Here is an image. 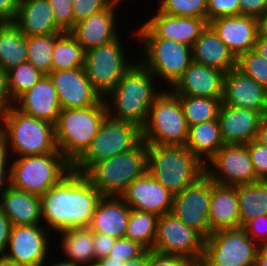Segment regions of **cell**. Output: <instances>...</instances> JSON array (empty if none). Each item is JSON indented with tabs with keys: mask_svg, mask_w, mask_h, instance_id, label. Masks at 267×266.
Masks as SVG:
<instances>
[{
	"mask_svg": "<svg viewBox=\"0 0 267 266\" xmlns=\"http://www.w3.org/2000/svg\"><path fill=\"white\" fill-rule=\"evenodd\" d=\"M101 193L84 174L71 171L41 196L42 221L47 230L89 227Z\"/></svg>",
	"mask_w": 267,
	"mask_h": 266,
	"instance_id": "1",
	"label": "cell"
},
{
	"mask_svg": "<svg viewBox=\"0 0 267 266\" xmlns=\"http://www.w3.org/2000/svg\"><path fill=\"white\" fill-rule=\"evenodd\" d=\"M154 79L155 76L140 61H136L124 73L116 87L103 98L108 116L134 123L142 128L147 121L152 103L161 93L156 89Z\"/></svg>",
	"mask_w": 267,
	"mask_h": 266,
	"instance_id": "2",
	"label": "cell"
},
{
	"mask_svg": "<svg viewBox=\"0 0 267 266\" xmlns=\"http://www.w3.org/2000/svg\"><path fill=\"white\" fill-rule=\"evenodd\" d=\"M147 152V172L173 195L205 174V164L185 146L147 144Z\"/></svg>",
	"mask_w": 267,
	"mask_h": 266,
	"instance_id": "3",
	"label": "cell"
},
{
	"mask_svg": "<svg viewBox=\"0 0 267 266\" xmlns=\"http://www.w3.org/2000/svg\"><path fill=\"white\" fill-rule=\"evenodd\" d=\"M9 154L16 157L60 152L55 138V125L29 116L14 106L0 116Z\"/></svg>",
	"mask_w": 267,
	"mask_h": 266,
	"instance_id": "4",
	"label": "cell"
},
{
	"mask_svg": "<svg viewBox=\"0 0 267 266\" xmlns=\"http://www.w3.org/2000/svg\"><path fill=\"white\" fill-rule=\"evenodd\" d=\"M107 115L103 98L94 106L61 109L55 138L58 150L72 165L90 146Z\"/></svg>",
	"mask_w": 267,
	"mask_h": 266,
	"instance_id": "5",
	"label": "cell"
},
{
	"mask_svg": "<svg viewBox=\"0 0 267 266\" xmlns=\"http://www.w3.org/2000/svg\"><path fill=\"white\" fill-rule=\"evenodd\" d=\"M147 144L142 140L128 152L94 164L84 175L102 196L120 197L137 178L147 173Z\"/></svg>",
	"mask_w": 267,
	"mask_h": 266,
	"instance_id": "6",
	"label": "cell"
},
{
	"mask_svg": "<svg viewBox=\"0 0 267 266\" xmlns=\"http://www.w3.org/2000/svg\"><path fill=\"white\" fill-rule=\"evenodd\" d=\"M10 164V186L43 196L72 171L61 152L16 157Z\"/></svg>",
	"mask_w": 267,
	"mask_h": 266,
	"instance_id": "7",
	"label": "cell"
},
{
	"mask_svg": "<svg viewBox=\"0 0 267 266\" xmlns=\"http://www.w3.org/2000/svg\"><path fill=\"white\" fill-rule=\"evenodd\" d=\"M141 130L146 144L185 146L189 126L179 97L171 89H162L155 98Z\"/></svg>",
	"mask_w": 267,
	"mask_h": 266,
	"instance_id": "8",
	"label": "cell"
},
{
	"mask_svg": "<svg viewBox=\"0 0 267 266\" xmlns=\"http://www.w3.org/2000/svg\"><path fill=\"white\" fill-rule=\"evenodd\" d=\"M141 141L142 130L138 125L107 115L90 146L72 165V170L85 174L94 164L128 152Z\"/></svg>",
	"mask_w": 267,
	"mask_h": 266,
	"instance_id": "9",
	"label": "cell"
},
{
	"mask_svg": "<svg viewBox=\"0 0 267 266\" xmlns=\"http://www.w3.org/2000/svg\"><path fill=\"white\" fill-rule=\"evenodd\" d=\"M144 55L140 63L155 78H161L172 88L193 62L192 47L163 38H137Z\"/></svg>",
	"mask_w": 267,
	"mask_h": 266,
	"instance_id": "10",
	"label": "cell"
},
{
	"mask_svg": "<svg viewBox=\"0 0 267 266\" xmlns=\"http://www.w3.org/2000/svg\"><path fill=\"white\" fill-rule=\"evenodd\" d=\"M260 248L242 228L215 231L205 239L198 266H254Z\"/></svg>",
	"mask_w": 267,
	"mask_h": 266,
	"instance_id": "11",
	"label": "cell"
},
{
	"mask_svg": "<svg viewBox=\"0 0 267 266\" xmlns=\"http://www.w3.org/2000/svg\"><path fill=\"white\" fill-rule=\"evenodd\" d=\"M120 36L85 52L84 70L93 88L104 98L135 63L128 61Z\"/></svg>",
	"mask_w": 267,
	"mask_h": 266,
	"instance_id": "12",
	"label": "cell"
},
{
	"mask_svg": "<svg viewBox=\"0 0 267 266\" xmlns=\"http://www.w3.org/2000/svg\"><path fill=\"white\" fill-rule=\"evenodd\" d=\"M204 243L205 238L200 233L172 213L159 216L153 251L179 256L198 266L203 257Z\"/></svg>",
	"mask_w": 267,
	"mask_h": 266,
	"instance_id": "13",
	"label": "cell"
},
{
	"mask_svg": "<svg viewBox=\"0 0 267 266\" xmlns=\"http://www.w3.org/2000/svg\"><path fill=\"white\" fill-rule=\"evenodd\" d=\"M205 174L216 184L227 186L258 181L245 145L224 144L205 165Z\"/></svg>",
	"mask_w": 267,
	"mask_h": 266,
	"instance_id": "14",
	"label": "cell"
},
{
	"mask_svg": "<svg viewBox=\"0 0 267 266\" xmlns=\"http://www.w3.org/2000/svg\"><path fill=\"white\" fill-rule=\"evenodd\" d=\"M213 180L206 174L181 193L174 195L171 212L205 239L210 236L209 206Z\"/></svg>",
	"mask_w": 267,
	"mask_h": 266,
	"instance_id": "15",
	"label": "cell"
},
{
	"mask_svg": "<svg viewBox=\"0 0 267 266\" xmlns=\"http://www.w3.org/2000/svg\"><path fill=\"white\" fill-rule=\"evenodd\" d=\"M44 227L43 224L12 226L8 251L2 258L19 266H41L46 262L51 244L50 231Z\"/></svg>",
	"mask_w": 267,
	"mask_h": 266,
	"instance_id": "16",
	"label": "cell"
},
{
	"mask_svg": "<svg viewBox=\"0 0 267 266\" xmlns=\"http://www.w3.org/2000/svg\"><path fill=\"white\" fill-rule=\"evenodd\" d=\"M208 25L204 18L172 16L157 9L134 34L136 38L170 39L192 47Z\"/></svg>",
	"mask_w": 267,
	"mask_h": 266,
	"instance_id": "17",
	"label": "cell"
},
{
	"mask_svg": "<svg viewBox=\"0 0 267 266\" xmlns=\"http://www.w3.org/2000/svg\"><path fill=\"white\" fill-rule=\"evenodd\" d=\"M48 75L55 86L61 109L94 106L102 99L88 80L84 67L51 71Z\"/></svg>",
	"mask_w": 267,
	"mask_h": 266,
	"instance_id": "18",
	"label": "cell"
},
{
	"mask_svg": "<svg viewBox=\"0 0 267 266\" xmlns=\"http://www.w3.org/2000/svg\"><path fill=\"white\" fill-rule=\"evenodd\" d=\"M222 104L252 109L267 116V89L237 68L224 74Z\"/></svg>",
	"mask_w": 267,
	"mask_h": 266,
	"instance_id": "19",
	"label": "cell"
},
{
	"mask_svg": "<svg viewBox=\"0 0 267 266\" xmlns=\"http://www.w3.org/2000/svg\"><path fill=\"white\" fill-rule=\"evenodd\" d=\"M120 197L131 209L161 216L171 212L174 195L147 172L135 179Z\"/></svg>",
	"mask_w": 267,
	"mask_h": 266,
	"instance_id": "20",
	"label": "cell"
},
{
	"mask_svg": "<svg viewBox=\"0 0 267 266\" xmlns=\"http://www.w3.org/2000/svg\"><path fill=\"white\" fill-rule=\"evenodd\" d=\"M121 0H114L104 10L92 14L77 23L70 32L81 44L84 51L105 45L119 37L116 29V8L121 6Z\"/></svg>",
	"mask_w": 267,
	"mask_h": 266,
	"instance_id": "21",
	"label": "cell"
},
{
	"mask_svg": "<svg viewBox=\"0 0 267 266\" xmlns=\"http://www.w3.org/2000/svg\"><path fill=\"white\" fill-rule=\"evenodd\" d=\"M265 116L252 109L220 105L218 121L224 144L246 145L254 140Z\"/></svg>",
	"mask_w": 267,
	"mask_h": 266,
	"instance_id": "22",
	"label": "cell"
},
{
	"mask_svg": "<svg viewBox=\"0 0 267 266\" xmlns=\"http://www.w3.org/2000/svg\"><path fill=\"white\" fill-rule=\"evenodd\" d=\"M14 107L29 116L55 125L61 105L49 75H44L32 88L19 95L15 99Z\"/></svg>",
	"mask_w": 267,
	"mask_h": 266,
	"instance_id": "23",
	"label": "cell"
},
{
	"mask_svg": "<svg viewBox=\"0 0 267 266\" xmlns=\"http://www.w3.org/2000/svg\"><path fill=\"white\" fill-rule=\"evenodd\" d=\"M209 26L236 58L254 49L257 19L252 16H228L209 21Z\"/></svg>",
	"mask_w": 267,
	"mask_h": 266,
	"instance_id": "24",
	"label": "cell"
},
{
	"mask_svg": "<svg viewBox=\"0 0 267 266\" xmlns=\"http://www.w3.org/2000/svg\"><path fill=\"white\" fill-rule=\"evenodd\" d=\"M224 74L193 61L171 90L176 95L222 98Z\"/></svg>",
	"mask_w": 267,
	"mask_h": 266,
	"instance_id": "25",
	"label": "cell"
},
{
	"mask_svg": "<svg viewBox=\"0 0 267 266\" xmlns=\"http://www.w3.org/2000/svg\"><path fill=\"white\" fill-rule=\"evenodd\" d=\"M131 208L121 197L102 196L89 228L94 233L120 239L125 237Z\"/></svg>",
	"mask_w": 267,
	"mask_h": 266,
	"instance_id": "26",
	"label": "cell"
},
{
	"mask_svg": "<svg viewBox=\"0 0 267 266\" xmlns=\"http://www.w3.org/2000/svg\"><path fill=\"white\" fill-rule=\"evenodd\" d=\"M13 24L26 37L63 33L48 0H20Z\"/></svg>",
	"mask_w": 267,
	"mask_h": 266,
	"instance_id": "27",
	"label": "cell"
},
{
	"mask_svg": "<svg viewBox=\"0 0 267 266\" xmlns=\"http://www.w3.org/2000/svg\"><path fill=\"white\" fill-rule=\"evenodd\" d=\"M0 210L12 226L41 224V197L24 190L9 186L0 196Z\"/></svg>",
	"mask_w": 267,
	"mask_h": 266,
	"instance_id": "28",
	"label": "cell"
},
{
	"mask_svg": "<svg viewBox=\"0 0 267 266\" xmlns=\"http://www.w3.org/2000/svg\"><path fill=\"white\" fill-rule=\"evenodd\" d=\"M210 234L219 230L239 229L240 212L236 186L213 181L209 206Z\"/></svg>",
	"mask_w": 267,
	"mask_h": 266,
	"instance_id": "29",
	"label": "cell"
},
{
	"mask_svg": "<svg viewBox=\"0 0 267 266\" xmlns=\"http://www.w3.org/2000/svg\"><path fill=\"white\" fill-rule=\"evenodd\" d=\"M193 61L224 73L237 68V58L208 25L192 46Z\"/></svg>",
	"mask_w": 267,
	"mask_h": 266,
	"instance_id": "30",
	"label": "cell"
},
{
	"mask_svg": "<svg viewBox=\"0 0 267 266\" xmlns=\"http://www.w3.org/2000/svg\"><path fill=\"white\" fill-rule=\"evenodd\" d=\"M223 145L218 119L189 127L185 147L203 164L206 165Z\"/></svg>",
	"mask_w": 267,
	"mask_h": 266,
	"instance_id": "31",
	"label": "cell"
},
{
	"mask_svg": "<svg viewBox=\"0 0 267 266\" xmlns=\"http://www.w3.org/2000/svg\"><path fill=\"white\" fill-rule=\"evenodd\" d=\"M61 235V249L67 257L65 261L76 266H85L95 263L92 231L89 227L69 228L57 232Z\"/></svg>",
	"mask_w": 267,
	"mask_h": 266,
	"instance_id": "32",
	"label": "cell"
},
{
	"mask_svg": "<svg viewBox=\"0 0 267 266\" xmlns=\"http://www.w3.org/2000/svg\"><path fill=\"white\" fill-rule=\"evenodd\" d=\"M27 62V37L13 23L0 24V68L5 71Z\"/></svg>",
	"mask_w": 267,
	"mask_h": 266,
	"instance_id": "33",
	"label": "cell"
},
{
	"mask_svg": "<svg viewBox=\"0 0 267 266\" xmlns=\"http://www.w3.org/2000/svg\"><path fill=\"white\" fill-rule=\"evenodd\" d=\"M240 228L248 221L259 216L267 215V181L256 182L236 186Z\"/></svg>",
	"mask_w": 267,
	"mask_h": 266,
	"instance_id": "34",
	"label": "cell"
},
{
	"mask_svg": "<svg viewBox=\"0 0 267 266\" xmlns=\"http://www.w3.org/2000/svg\"><path fill=\"white\" fill-rule=\"evenodd\" d=\"M85 51L70 32L54 34L51 71L83 68Z\"/></svg>",
	"mask_w": 267,
	"mask_h": 266,
	"instance_id": "35",
	"label": "cell"
},
{
	"mask_svg": "<svg viewBox=\"0 0 267 266\" xmlns=\"http://www.w3.org/2000/svg\"><path fill=\"white\" fill-rule=\"evenodd\" d=\"M159 216L152 212L131 209L125 238L153 250Z\"/></svg>",
	"mask_w": 267,
	"mask_h": 266,
	"instance_id": "36",
	"label": "cell"
},
{
	"mask_svg": "<svg viewBox=\"0 0 267 266\" xmlns=\"http://www.w3.org/2000/svg\"><path fill=\"white\" fill-rule=\"evenodd\" d=\"M177 96L179 97L189 127L218 119L222 98L192 97L187 95Z\"/></svg>",
	"mask_w": 267,
	"mask_h": 266,
	"instance_id": "37",
	"label": "cell"
},
{
	"mask_svg": "<svg viewBox=\"0 0 267 266\" xmlns=\"http://www.w3.org/2000/svg\"><path fill=\"white\" fill-rule=\"evenodd\" d=\"M54 34L27 37V62L44 75L51 72Z\"/></svg>",
	"mask_w": 267,
	"mask_h": 266,
	"instance_id": "38",
	"label": "cell"
},
{
	"mask_svg": "<svg viewBox=\"0 0 267 266\" xmlns=\"http://www.w3.org/2000/svg\"><path fill=\"white\" fill-rule=\"evenodd\" d=\"M43 76L44 74L30 62L21 63L8 70L9 90L13 99L32 88Z\"/></svg>",
	"mask_w": 267,
	"mask_h": 266,
	"instance_id": "39",
	"label": "cell"
},
{
	"mask_svg": "<svg viewBox=\"0 0 267 266\" xmlns=\"http://www.w3.org/2000/svg\"><path fill=\"white\" fill-rule=\"evenodd\" d=\"M159 3L158 10L162 13L207 20V0H162Z\"/></svg>",
	"mask_w": 267,
	"mask_h": 266,
	"instance_id": "40",
	"label": "cell"
},
{
	"mask_svg": "<svg viewBox=\"0 0 267 266\" xmlns=\"http://www.w3.org/2000/svg\"><path fill=\"white\" fill-rule=\"evenodd\" d=\"M237 69L267 89V60L254 49L237 58Z\"/></svg>",
	"mask_w": 267,
	"mask_h": 266,
	"instance_id": "41",
	"label": "cell"
},
{
	"mask_svg": "<svg viewBox=\"0 0 267 266\" xmlns=\"http://www.w3.org/2000/svg\"><path fill=\"white\" fill-rule=\"evenodd\" d=\"M56 26L62 32H71L74 28V16L72 0H48Z\"/></svg>",
	"mask_w": 267,
	"mask_h": 266,
	"instance_id": "42",
	"label": "cell"
},
{
	"mask_svg": "<svg viewBox=\"0 0 267 266\" xmlns=\"http://www.w3.org/2000/svg\"><path fill=\"white\" fill-rule=\"evenodd\" d=\"M250 153L257 180L267 181V146L255 139L245 145Z\"/></svg>",
	"mask_w": 267,
	"mask_h": 266,
	"instance_id": "43",
	"label": "cell"
},
{
	"mask_svg": "<svg viewBox=\"0 0 267 266\" xmlns=\"http://www.w3.org/2000/svg\"><path fill=\"white\" fill-rule=\"evenodd\" d=\"M114 0H72L75 23L107 8Z\"/></svg>",
	"mask_w": 267,
	"mask_h": 266,
	"instance_id": "44",
	"label": "cell"
},
{
	"mask_svg": "<svg viewBox=\"0 0 267 266\" xmlns=\"http://www.w3.org/2000/svg\"><path fill=\"white\" fill-rule=\"evenodd\" d=\"M145 250L139 243L124 237L117 239L108 257L125 262L140 256Z\"/></svg>",
	"mask_w": 267,
	"mask_h": 266,
	"instance_id": "45",
	"label": "cell"
},
{
	"mask_svg": "<svg viewBox=\"0 0 267 266\" xmlns=\"http://www.w3.org/2000/svg\"><path fill=\"white\" fill-rule=\"evenodd\" d=\"M240 15L238 0H207V21Z\"/></svg>",
	"mask_w": 267,
	"mask_h": 266,
	"instance_id": "46",
	"label": "cell"
},
{
	"mask_svg": "<svg viewBox=\"0 0 267 266\" xmlns=\"http://www.w3.org/2000/svg\"><path fill=\"white\" fill-rule=\"evenodd\" d=\"M242 229L260 247H267V215L248 221Z\"/></svg>",
	"mask_w": 267,
	"mask_h": 266,
	"instance_id": "47",
	"label": "cell"
},
{
	"mask_svg": "<svg viewBox=\"0 0 267 266\" xmlns=\"http://www.w3.org/2000/svg\"><path fill=\"white\" fill-rule=\"evenodd\" d=\"M146 266H193L186 259L179 256L164 255L153 250H148Z\"/></svg>",
	"mask_w": 267,
	"mask_h": 266,
	"instance_id": "48",
	"label": "cell"
},
{
	"mask_svg": "<svg viewBox=\"0 0 267 266\" xmlns=\"http://www.w3.org/2000/svg\"><path fill=\"white\" fill-rule=\"evenodd\" d=\"M116 241V238L110 237L109 235L92 232V242L96 261L103 257H107Z\"/></svg>",
	"mask_w": 267,
	"mask_h": 266,
	"instance_id": "49",
	"label": "cell"
},
{
	"mask_svg": "<svg viewBox=\"0 0 267 266\" xmlns=\"http://www.w3.org/2000/svg\"><path fill=\"white\" fill-rule=\"evenodd\" d=\"M14 103L9 90L8 71L0 68V116L12 108Z\"/></svg>",
	"mask_w": 267,
	"mask_h": 266,
	"instance_id": "50",
	"label": "cell"
},
{
	"mask_svg": "<svg viewBox=\"0 0 267 266\" xmlns=\"http://www.w3.org/2000/svg\"><path fill=\"white\" fill-rule=\"evenodd\" d=\"M240 15L257 18L267 10V0H238Z\"/></svg>",
	"mask_w": 267,
	"mask_h": 266,
	"instance_id": "51",
	"label": "cell"
},
{
	"mask_svg": "<svg viewBox=\"0 0 267 266\" xmlns=\"http://www.w3.org/2000/svg\"><path fill=\"white\" fill-rule=\"evenodd\" d=\"M148 260V250H145L140 256L128 261H121L111 257H103L98 260L101 266H146Z\"/></svg>",
	"mask_w": 267,
	"mask_h": 266,
	"instance_id": "52",
	"label": "cell"
},
{
	"mask_svg": "<svg viewBox=\"0 0 267 266\" xmlns=\"http://www.w3.org/2000/svg\"><path fill=\"white\" fill-rule=\"evenodd\" d=\"M20 0H0V22L13 23Z\"/></svg>",
	"mask_w": 267,
	"mask_h": 266,
	"instance_id": "53",
	"label": "cell"
},
{
	"mask_svg": "<svg viewBox=\"0 0 267 266\" xmlns=\"http://www.w3.org/2000/svg\"><path fill=\"white\" fill-rule=\"evenodd\" d=\"M11 227L9 218L0 210V257L6 252Z\"/></svg>",
	"mask_w": 267,
	"mask_h": 266,
	"instance_id": "54",
	"label": "cell"
},
{
	"mask_svg": "<svg viewBox=\"0 0 267 266\" xmlns=\"http://www.w3.org/2000/svg\"><path fill=\"white\" fill-rule=\"evenodd\" d=\"M9 156L10 155L5 136L0 130V166H6L9 164L8 162L11 163V161H9Z\"/></svg>",
	"mask_w": 267,
	"mask_h": 266,
	"instance_id": "55",
	"label": "cell"
},
{
	"mask_svg": "<svg viewBox=\"0 0 267 266\" xmlns=\"http://www.w3.org/2000/svg\"><path fill=\"white\" fill-rule=\"evenodd\" d=\"M7 166H0V196L10 186V164Z\"/></svg>",
	"mask_w": 267,
	"mask_h": 266,
	"instance_id": "56",
	"label": "cell"
},
{
	"mask_svg": "<svg viewBox=\"0 0 267 266\" xmlns=\"http://www.w3.org/2000/svg\"><path fill=\"white\" fill-rule=\"evenodd\" d=\"M255 140L267 146V116L262 119Z\"/></svg>",
	"mask_w": 267,
	"mask_h": 266,
	"instance_id": "57",
	"label": "cell"
},
{
	"mask_svg": "<svg viewBox=\"0 0 267 266\" xmlns=\"http://www.w3.org/2000/svg\"><path fill=\"white\" fill-rule=\"evenodd\" d=\"M257 36L267 37V10L257 18Z\"/></svg>",
	"mask_w": 267,
	"mask_h": 266,
	"instance_id": "58",
	"label": "cell"
},
{
	"mask_svg": "<svg viewBox=\"0 0 267 266\" xmlns=\"http://www.w3.org/2000/svg\"><path fill=\"white\" fill-rule=\"evenodd\" d=\"M254 50L267 60V37L257 36Z\"/></svg>",
	"mask_w": 267,
	"mask_h": 266,
	"instance_id": "59",
	"label": "cell"
},
{
	"mask_svg": "<svg viewBox=\"0 0 267 266\" xmlns=\"http://www.w3.org/2000/svg\"><path fill=\"white\" fill-rule=\"evenodd\" d=\"M254 266H267V247L258 250Z\"/></svg>",
	"mask_w": 267,
	"mask_h": 266,
	"instance_id": "60",
	"label": "cell"
},
{
	"mask_svg": "<svg viewBox=\"0 0 267 266\" xmlns=\"http://www.w3.org/2000/svg\"><path fill=\"white\" fill-rule=\"evenodd\" d=\"M41 266H45V264L43 263ZM48 266H76V265H73L71 262H68V261H61V259L57 262H55L53 265H49Z\"/></svg>",
	"mask_w": 267,
	"mask_h": 266,
	"instance_id": "61",
	"label": "cell"
},
{
	"mask_svg": "<svg viewBox=\"0 0 267 266\" xmlns=\"http://www.w3.org/2000/svg\"><path fill=\"white\" fill-rule=\"evenodd\" d=\"M0 266H19V265L12 264V263L4 260L2 257H0Z\"/></svg>",
	"mask_w": 267,
	"mask_h": 266,
	"instance_id": "62",
	"label": "cell"
},
{
	"mask_svg": "<svg viewBox=\"0 0 267 266\" xmlns=\"http://www.w3.org/2000/svg\"><path fill=\"white\" fill-rule=\"evenodd\" d=\"M85 266H101V265H100L99 262L97 261V262H95V263H90V264L85 265Z\"/></svg>",
	"mask_w": 267,
	"mask_h": 266,
	"instance_id": "63",
	"label": "cell"
}]
</instances>
